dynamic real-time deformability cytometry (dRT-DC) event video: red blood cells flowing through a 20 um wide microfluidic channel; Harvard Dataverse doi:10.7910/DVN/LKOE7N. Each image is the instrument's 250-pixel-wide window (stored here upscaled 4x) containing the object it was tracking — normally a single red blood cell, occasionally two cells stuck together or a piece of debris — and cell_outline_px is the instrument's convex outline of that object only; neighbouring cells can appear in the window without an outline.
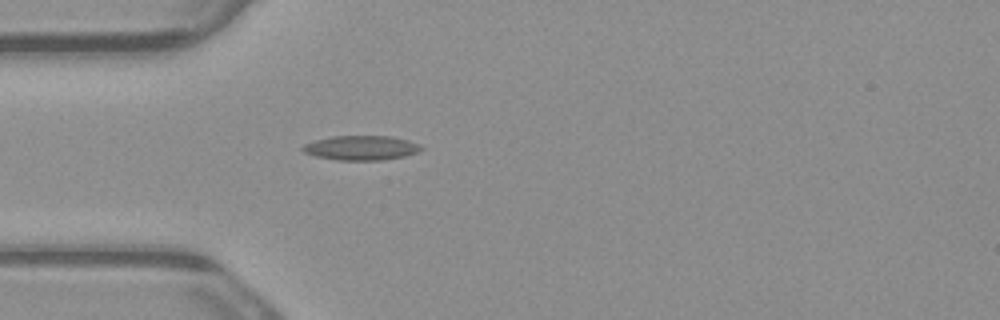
{"species": "common noctule bat (a hibernating species)", "species_latin": "Nyctalus noctula", "temperature_condition": "warm", "stored_images_in_passage": 5, "camera_frame_rate_fps": 3000, "um_per_image_px": 0.085, "animal": {"sex": "male", "body_mass_g": 23.1, "forearm_length_mm": 52.7}, "frame": {"image": 1, "passage_image": 5, "time_ms": 1.333, "image_size_px": [1000, 320], "cell_outline_px": [[424, 148], [416, 152], [404, 156], [384, 160], [336, 160], [316, 156], [304, 152], [300, 148], [304, 144], [316, 140], [332, 136], [392, 136], [408, 140], [420, 144]], "centroid_in_image_um": [30.7, 12.56], "position_along_channel_um": 54.3, "area_um2": 16.94}}